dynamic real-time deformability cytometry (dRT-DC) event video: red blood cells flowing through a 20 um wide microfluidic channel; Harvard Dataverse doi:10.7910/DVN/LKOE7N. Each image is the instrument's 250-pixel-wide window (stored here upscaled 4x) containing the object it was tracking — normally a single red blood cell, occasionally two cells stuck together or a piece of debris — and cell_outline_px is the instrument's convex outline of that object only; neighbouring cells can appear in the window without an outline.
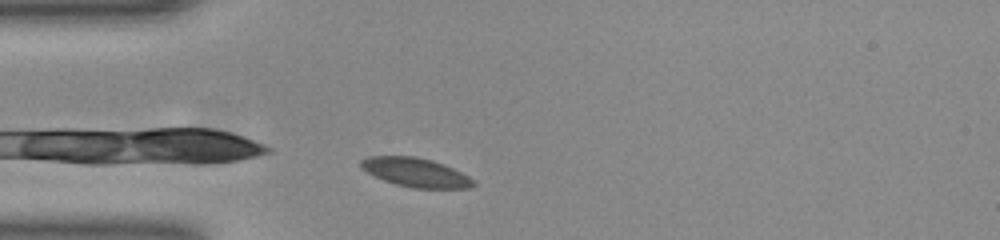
{"species": "common noctule bat (a hibernating species)", "species_latin": "Nyctalus noctula", "temperature_condition": "room temperature", "stored_images_in_passage": 30, "camera_frame_rate_fps": 3000, "um_per_image_px": 0.085, "animal": {"sex": "female", "body_mass_g": 23.0, "forearm_length_mm": 53.4}, "frame": {"image": 1, "passage_image": 1, "time_ms": 0.0, "image_size_px": [1000, 240], "cell_outline_px": [[476, 184], [472, 188], [412, 188], [396, 184], [384, 180], [360, 168], [360, 160], [368, 156], [416, 156], [432, 160], [444, 164], [476, 180]], "centroid_in_image_um": [35.35, 14.65], "position_along_channel_um": 49.6, "area_um2": 19.02}}
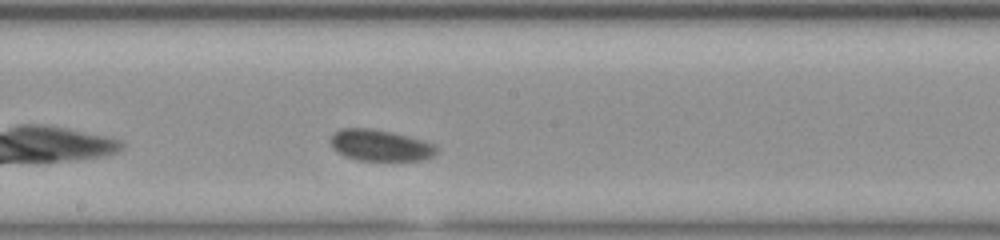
{"frame": {"image": 2, "passage_image": 15, "time_ms": 4.667, "image_size_px": [1000, 240], "cell_outline_px": [[436, 152], [432, 156], [420, 160], [360, 160], [344, 156], [336, 152], [332, 148], [332, 136], [336, 132], [344, 128], [372, 128], [392, 132], [424, 140], [436, 144]], "centroid_in_image_um": [32.33, 12.35], "position_along_channel_um": 215.9, "area_um2": 19.19}}
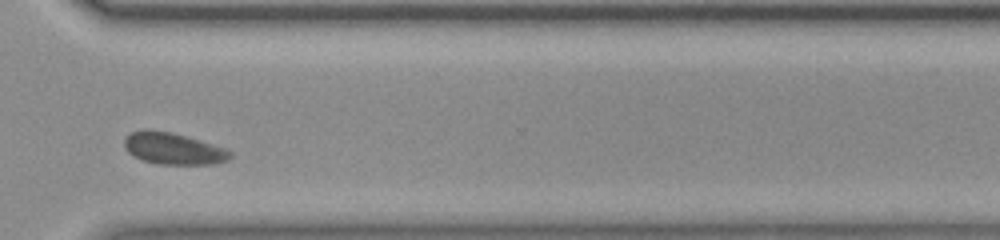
{"frame": {"image": 3, "passage_image": 26, "time_ms": 8.333, "image_size_px": [1000, 240], "cell_outline_px": [[232, 156], [228, 160], [212, 164], [160, 164], [144, 160], [132, 156], [124, 148], [124, 140], [132, 132], [148, 128], [168, 132], [184, 136], [224, 148], [232, 152]], "centroid_in_image_um": [14.69, 12.63], "position_along_channel_um": 355.9, "area_um2": 19.25}, "authors_computed_cell_mechanics": {"area_um2": 19.3052, "velocity_mm_per_s": 3.8029, "shape_relaxation_time_tau1_ms": 2.2615, "shape_relaxation_time_tau2_ms": null, "deformation_change_tau1": 0.0595, "deformation_change_tau2": null}}